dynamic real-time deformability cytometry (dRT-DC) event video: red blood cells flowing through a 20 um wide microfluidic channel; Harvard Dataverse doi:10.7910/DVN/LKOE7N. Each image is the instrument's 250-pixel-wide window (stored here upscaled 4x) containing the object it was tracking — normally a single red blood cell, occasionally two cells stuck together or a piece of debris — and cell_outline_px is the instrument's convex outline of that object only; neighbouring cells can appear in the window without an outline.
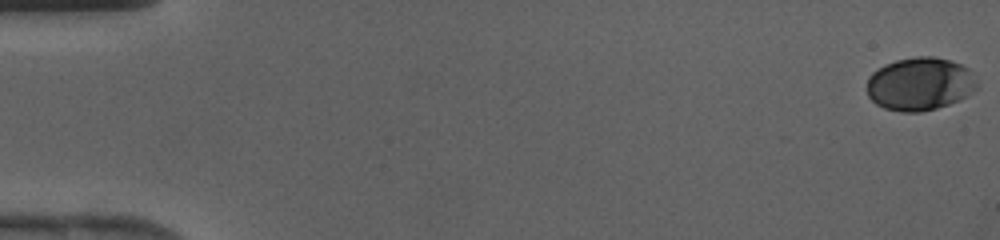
{"species": "human", "species_latin": "Homo sapiens", "temperature_condition": "cold", "stored_images_in_passage": 43, "camera_frame_rate_fps": 3000, "um_per_image_px": 0.085, "donor": {"sex": "female"}, "frame": {"image": 1, "passage_image": 1, "time_ms": 0.0, "image_size_px": [1000, 240], "cell_outline_px": [[976, 88], [960, 100], [936, 108], [920, 112], [900, 112], [884, 108], [876, 104], [868, 96], [868, 76], [872, 72], [884, 64], [896, 60], [916, 56], [932, 56], [948, 60], [960, 64], [968, 68], [976, 84]], "centroid_in_image_um": [78.15, 7.13], "position_along_channel_um": 6.9, "area_um2": 33.87}}
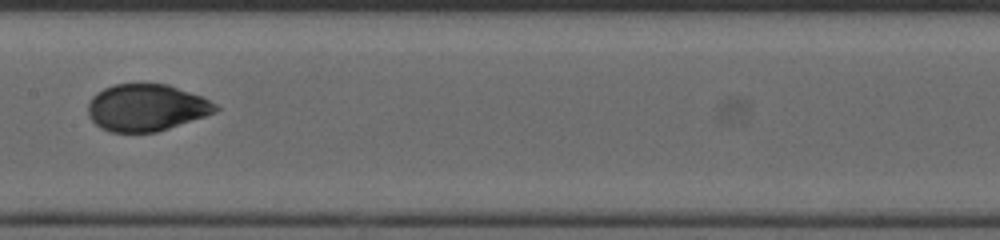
{"frame": {"image": 2, "passage_image": 23, "time_ms": 7.333, "image_size_px": [1000, 240], "cell_outline_px": [[220, 108], [216, 112], [156, 132], [108, 132], [100, 128], [88, 116], [88, 104], [92, 96], [96, 92], [112, 84], [168, 84], [204, 96], [216, 104]], "centroid_in_image_um": [12.43, 9.14], "position_along_channel_um": 195.0, "area_um2": 35.03}}
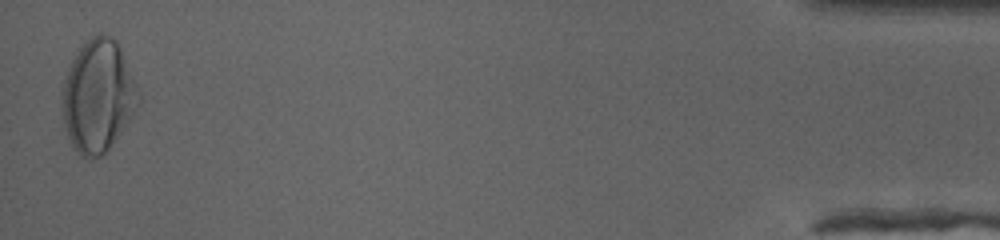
{"frame": {"image": 3, "passage_image": 43, "time_ms": 14.0, "image_size_px": [1000, 240], "cell_outline_px": [[140, 100], [120, 132], [108, 148], [100, 156], [88, 160], [80, 156], [72, 144], [68, 136], [64, 124], [64, 80], [68, 68], [80, 44], [92, 36], [100, 32], [104, 32], [112, 36], [116, 40], [140, 88]], "centroid_in_image_um": [8.35, 8.1], "position_along_channel_um": 426.9, "area_um2": 49.48}}